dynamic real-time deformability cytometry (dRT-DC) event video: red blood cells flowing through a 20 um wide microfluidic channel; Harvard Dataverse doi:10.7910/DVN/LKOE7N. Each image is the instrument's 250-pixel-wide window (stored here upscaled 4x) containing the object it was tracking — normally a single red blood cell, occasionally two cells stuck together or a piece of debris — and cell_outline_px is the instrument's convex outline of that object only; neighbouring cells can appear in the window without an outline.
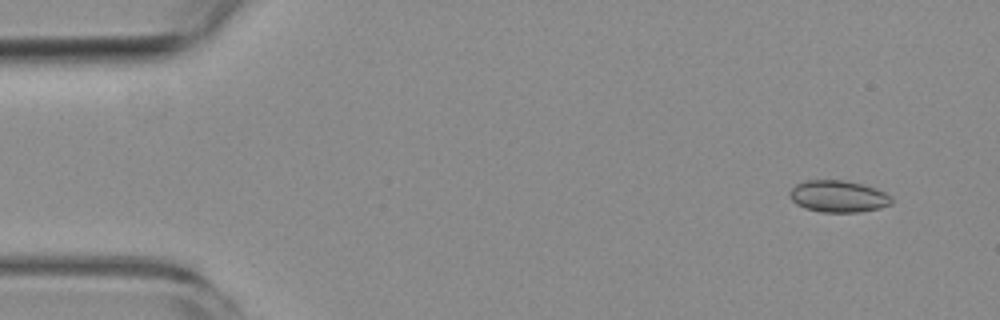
{"species": "common noctule bat (a hibernating species)", "species_latin": "Nyctalus noctula", "temperature_condition": "room temperature", "stored_images_in_passage": 5, "camera_frame_rate_fps": 3000, "um_per_image_px": 0.085, "animal": {"sex": "female", "body_mass_g": 19.3, "forearm_length_mm": 54.1}, "frame": {"image": 1, "passage_image": 1, "time_ms": 0.0, "image_size_px": [1000, 320], "cell_outline_px": [[892, 204], [880, 208], [860, 212], [820, 212], [804, 208], [796, 204], [788, 196], [792, 188], [796, 184], [804, 180], [844, 180], [876, 188], [892, 196]], "centroid_in_image_um": [71.24, 16.69], "position_along_channel_um": 13.8, "area_um2": 19.02}}
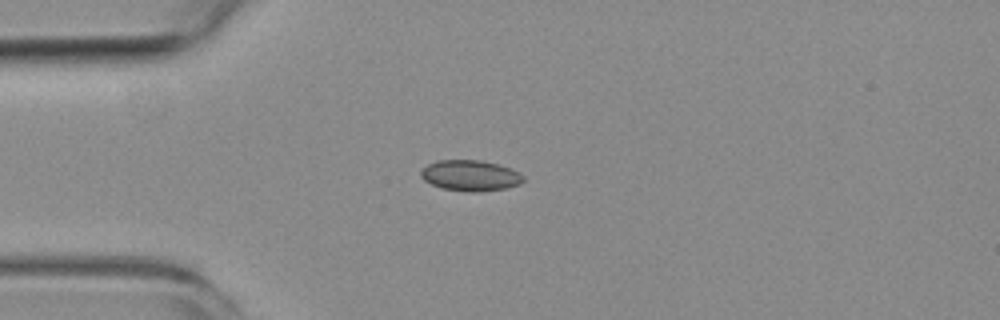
{"frame": {"image": 2, "passage_image": 3, "time_ms": 3.333, "image_size_px": [1000, 320], "cell_outline_px": [[524, 180], [520, 184], [504, 188], [476, 192], [468, 192], [440, 188], [424, 180], [420, 176], [420, 172], [428, 164], [436, 160], [480, 160], [500, 164], [512, 168], [520, 172], [524, 176]], "centroid_in_image_um": [40.0, 14.91], "position_along_channel_um": 45.0, "area_um2": 18.55}}
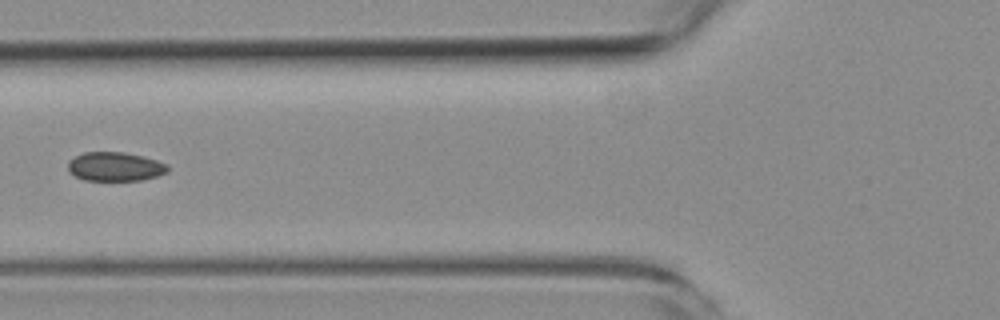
{"frame": {"image": 3, "passage_image": 5, "time_ms": 5.667, "image_size_px": [1000, 320], "cell_outline_px": [[168, 172], [156, 176], [140, 180], [84, 180], [68, 172], [68, 160], [84, 152], [124, 152], [144, 156], [168, 164]], "centroid_in_image_um": [9.78, 14.15], "position_along_channel_um": 116.0, "area_um2": 16.88}}